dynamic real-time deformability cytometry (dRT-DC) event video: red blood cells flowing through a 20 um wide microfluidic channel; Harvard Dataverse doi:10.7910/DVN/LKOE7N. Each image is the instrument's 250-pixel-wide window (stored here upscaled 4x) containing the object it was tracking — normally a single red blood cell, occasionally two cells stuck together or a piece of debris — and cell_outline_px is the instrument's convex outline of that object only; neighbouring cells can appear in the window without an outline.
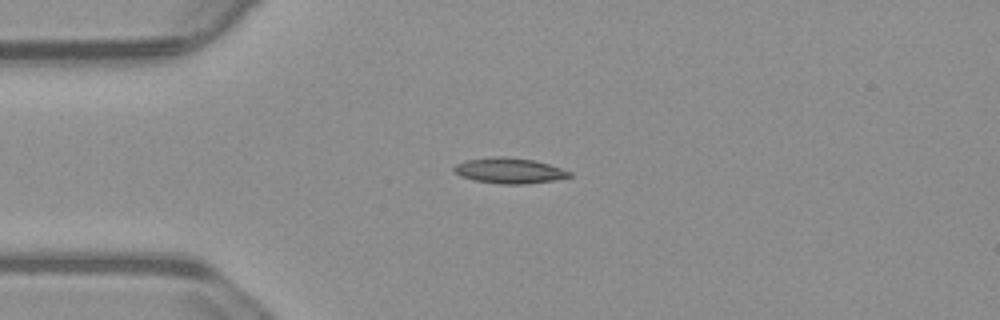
{"species": "common noctule bat (a hibernating species)", "species_latin": "Nyctalus noctula", "temperature_condition": "warm", "stored_images_in_passage": 43, "camera_frame_rate_fps": 3000, "um_per_image_px": 0.085, "animal": {"sex": "male", "body_mass_g": 23.1, "forearm_length_mm": 52.7}, "frame": {"image": 1, "passage_image": 1, "time_ms": 0.0, "image_size_px": [1000, 320], "cell_outline_px": [[572, 176], [552, 180], [524, 184], [500, 184], [472, 180], [460, 176], [452, 168], [456, 164], [468, 160], [492, 156], [508, 156], [532, 160], [548, 164], [572, 172]], "centroid_in_image_um": [43.26, 14.5], "position_along_channel_um": 41.7, "area_um2": 17.11}}
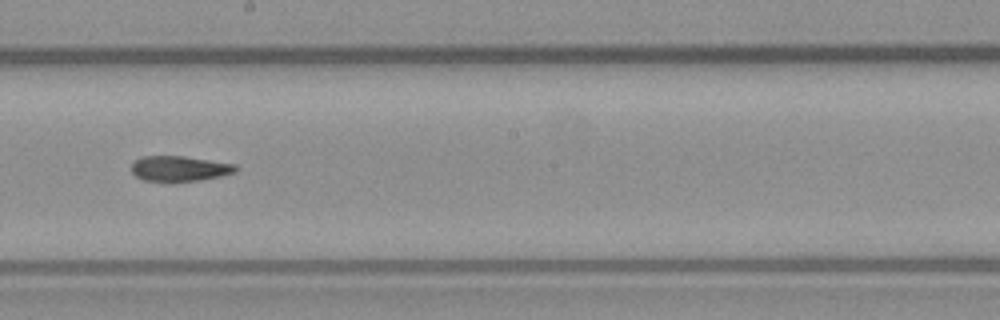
{"frame": {"image": 2, "passage_image": 18, "time_ms": 5.667, "image_size_px": [1000, 320], "cell_outline_px": [[240, 168], [236, 172], [220, 176], [200, 180], [168, 184], [144, 180], [136, 176], [132, 172], [132, 164], [140, 156], [184, 156], [236, 164]], "centroid_in_image_um": [15.26, 14.36], "position_along_channel_um": 232.9, "area_um2": 15.95}}
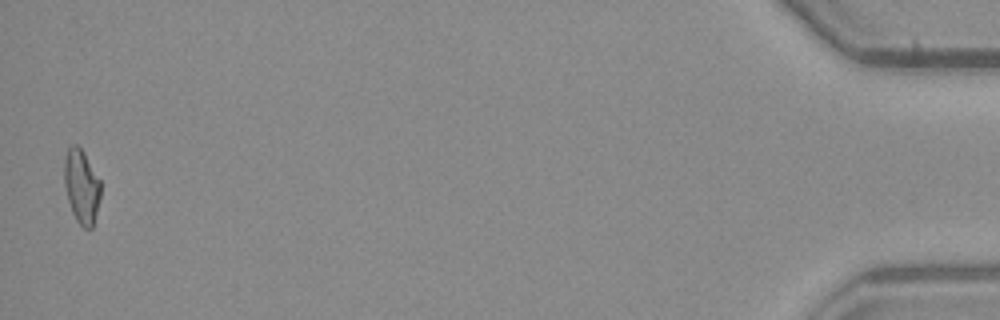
{"frame": {"image": 3, "passage_image": 42, "time_ms": 13.667, "image_size_px": [1000, 320], "cell_outline_px": [[100, 196], [92, 228], [84, 228], [76, 220], [72, 212], [68, 200], [64, 184], [64, 156], [68, 148], [72, 144], [76, 144], [84, 152], [100, 180]], "centroid_in_image_um": [6.91, 15.81], "position_along_channel_um": 428.3, "area_um2": 15.61}, "authors_computed_cell_mechanics": {"area_um2": 16.0684, "velocity_mm_per_s": 3.7274, "shape_relaxation_time_tau1_ms": null, "shape_relaxation_time_tau2_ms": 5.0085, "deformation_change_tau1": null, "deformation_change_tau2": 0.1394}}